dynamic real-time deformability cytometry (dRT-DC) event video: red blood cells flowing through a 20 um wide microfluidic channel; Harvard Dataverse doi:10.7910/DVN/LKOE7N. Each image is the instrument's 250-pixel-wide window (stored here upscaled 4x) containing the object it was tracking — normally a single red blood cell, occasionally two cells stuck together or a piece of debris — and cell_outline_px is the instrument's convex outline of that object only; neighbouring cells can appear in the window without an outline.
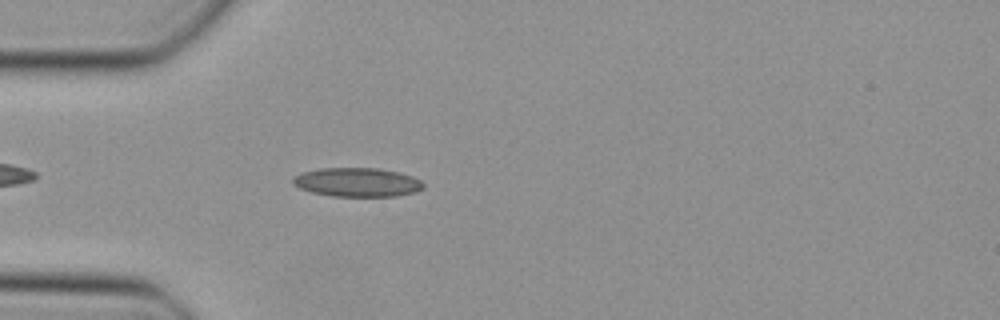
{"species": "Egyptian fruit bat (a non-hibernating species)", "species_latin": "Rousettus aegyptiacus", "temperature_condition": "cold", "stored_images_in_passage": 39, "camera_frame_rate_fps": 3000, "um_per_image_px": 0.085, "animal": {"sex": "female"}, "frame": {"image": 1, "passage_image": 5, "time_ms": 1.333, "image_size_px": [1000, 320], "cell_outline_px": [[424, 188], [416, 192], [396, 196], [332, 196], [312, 192], [300, 188], [292, 184], [292, 180], [296, 176], [304, 172], [320, 168], [376, 168], [396, 172], [412, 176], [420, 180], [424, 184]], "centroid_in_image_um": [30.38, 15.5], "position_along_channel_um": 54.6, "area_um2": 21.85}}
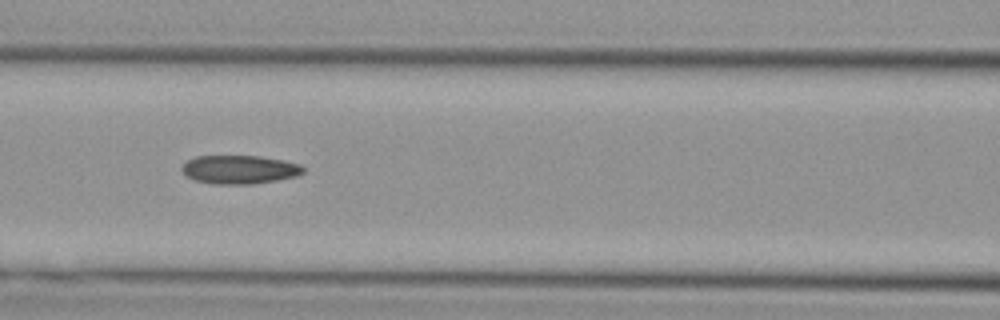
{"frame": {"image": 2, "passage_image": 12, "time_ms": 3.667, "image_size_px": [1000, 320], "cell_outline_px": [[304, 172], [296, 176], [276, 180], [252, 184], [212, 184], [196, 180], [184, 176], [180, 168], [188, 160], [196, 156], [260, 156], [284, 160], [300, 164], [304, 168]], "centroid_in_image_um": [20.34, 14.41], "position_along_channel_um": 146.3, "area_um2": 20.29}}
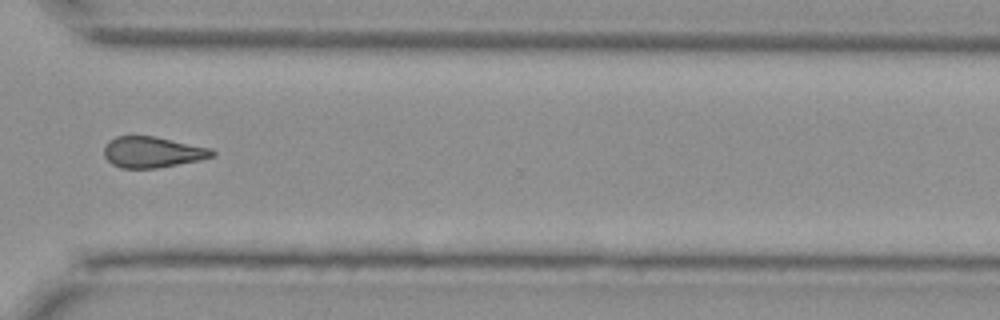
{"frame": {"image": 3, "passage_image": 27, "time_ms": 8.667, "image_size_px": [1000, 320], "cell_outline_px": [[216, 156], [200, 160], [156, 168], [120, 168], [112, 164], [104, 156], [104, 148], [108, 140], [116, 136], [156, 136], [212, 148], [216, 152]], "centroid_in_image_um": [12.98, 12.92], "position_along_channel_um": 357.6, "area_um2": 19.71}}